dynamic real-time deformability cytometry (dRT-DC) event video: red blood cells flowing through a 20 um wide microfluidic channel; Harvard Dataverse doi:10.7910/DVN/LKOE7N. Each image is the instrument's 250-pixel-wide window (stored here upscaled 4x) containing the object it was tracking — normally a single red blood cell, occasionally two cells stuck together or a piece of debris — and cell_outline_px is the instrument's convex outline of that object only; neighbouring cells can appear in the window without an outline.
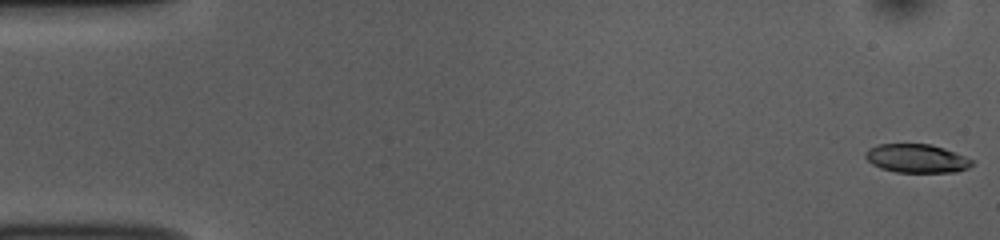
{"species": "common noctule bat (a hibernating species)", "species_latin": "Nyctalus noctula", "temperature_condition": "room temperature", "stored_images_in_passage": 52, "camera_frame_rate_fps": 3000, "um_per_image_px": 0.085, "animal": {"sex": "female", "body_mass_g": 10.0, "forearm_length_mm": 53.1}, "frame": {"image": 1, "passage_image": 1, "time_ms": 0.0, "image_size_px": [1000, 240], "cell_outline_px": [[976, 160], [968, 168], [956, 172], [896, 172], [880, 168], [872, 164], [864, 156], [864, 152], [868, 148], [876, 144], [932, 144], [956, 152]], "centroid_in_image_um": [77.93, 13.46], "position_along_channel_um": 7.1, "area_um2": 18.03}}
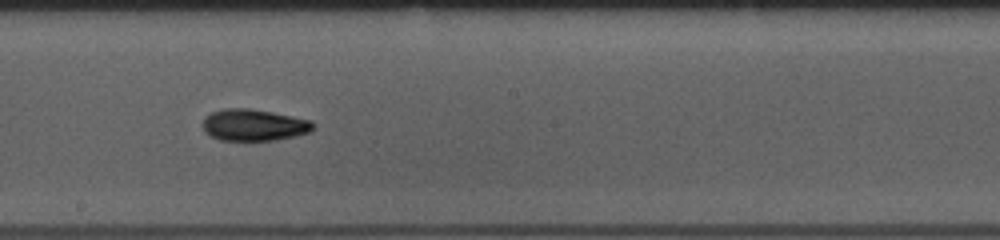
{"frame": {"image": 2, "passage_image": 29, "time_ms": 9.333, "image_size_px": [1000, 240], "cell_outline_px": [[316, 128], [312, 132], [296, 136], [276, 140], [220, 140], [208, 136], [204, 132], [200, 124], [204, 116], [212, 112], [224, 108], [248, 108], [272, 112], [312, 120]], "centroid_in_image_um": [21.56, 10.63], "position_along_channel_um": 226.6, "area_um2": 20.87}}
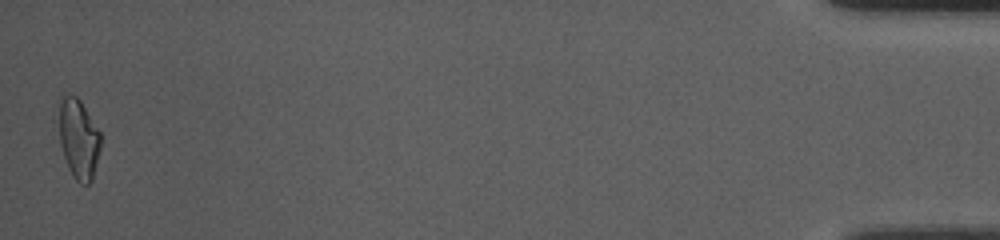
{"frame": {"image": 3, "passage_image": 52, "time_ms": 17.0, "image_size_px": [1000, 240], "cell_outline_px": [[100, 148], [92, 180], [88, 184], [80, 184], [72, 176], [68, 168], [60, 144], [60, 96], [76, 96], [80, 100], [100, 132]], "centroid_in_image_um": [6.69, 11.84], "position_along_channel_um": 428.5, "area_um2": 19.07}, "authors_computed_cell_mechanics": {"area_um2": 19.3052, "velocity_mm_per_s": 3.8321, "shape_relaxation_time_tau1_ms": 5.0429, "shape_relaxation_time_tau2_ms": 4.7393, "deformation_change_tau1": 0.1548, "deformation_change_tau2": 0.1193}}